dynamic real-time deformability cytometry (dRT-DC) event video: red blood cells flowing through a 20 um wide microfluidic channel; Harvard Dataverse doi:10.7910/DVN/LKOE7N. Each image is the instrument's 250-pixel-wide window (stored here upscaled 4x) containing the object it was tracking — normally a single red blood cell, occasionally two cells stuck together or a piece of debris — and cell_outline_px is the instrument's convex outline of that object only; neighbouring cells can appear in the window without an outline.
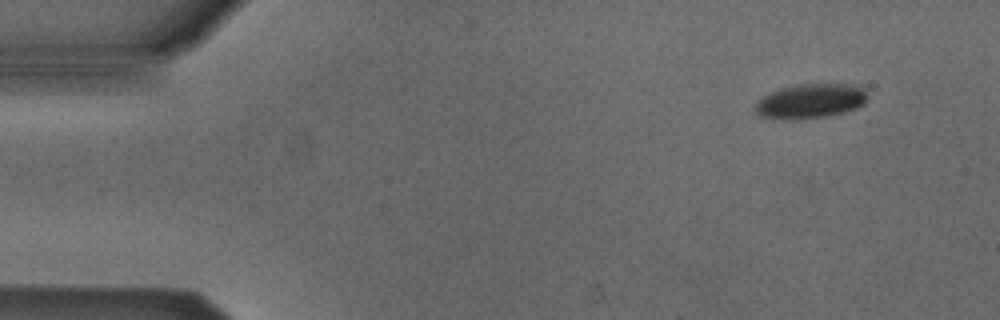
{"species": "Egyptian fruit bat (a non-hibernating species)", "species_latin": "Rousettus aegyptiacus", "temperature_condition": "cold", "stored_images_in_passage": 49, "camera_frame_rate_fps": 3000, "um_per_image_px": 0.085, "animal": {"sex": "male"}, "frame": {"image": 1, "passage_image": 1, "time_ms": 0.0, "image_size_px": [1000, 320], "cell_outline_px": [[864, 104], [856, 108], [844, 112], [828, 116], [760, 116], [756, 112], [756, 104], [764, 96], [780, 88], [796, 84], [852, 84], [864, 88]], "centroid_in_image_um": [68.95, 8.53], "position_along_channel_um": 16.0, "area_um2": 21.33}}
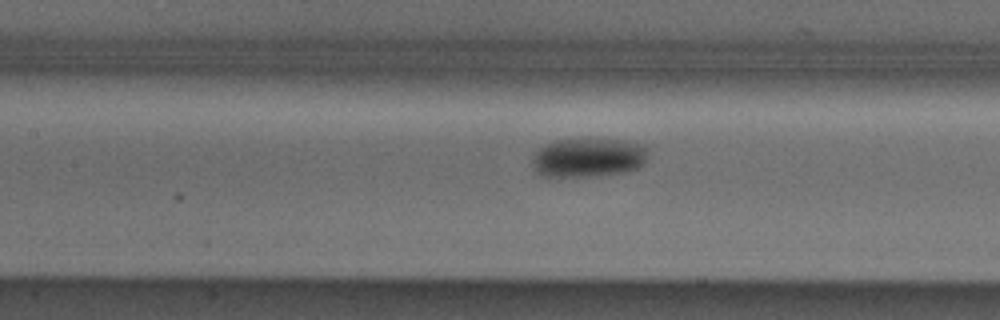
{"frame": {"image": 2, "passage_image": 20, "time_ms": 6.333, "image_size_px": [1000, 320], "cell_outline_px": [[644, 160], [636, 168], [620, 172], [588, 176], [544, 176], [536, 168], [532, 160], [536, 152], [544, 144], [556, 140], [624, 140], [644, 144]], "centroid_in_image_um": [49.97, 13.38], "position_along_channel_um": 157.4, "area_um2": 25.32}}
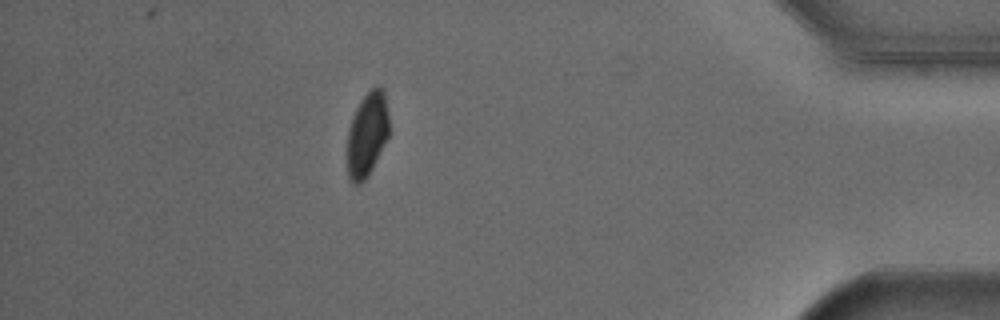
{"frame": {"image": 3, "passage_image": 43, "time_ms": 14.0, "image_size_px": [1000, 320], "cell_outline_px": [[388, 136], [368, 176], [360, 184], [352, 184], [348, 180], [348, 128], [352, 116], [360, 100], [376, 84], [380, 84], [384, 92], [388, 112]], "centroid_in_image_um": [31.2, 11.41], "position_along_channel_um": 404.0, "area_um2": 20.52}, "authors_computed_cell_mechanics": {"area_um2": 23.987, "velocity_mm_per_s": 3.8498, "shape_relaxation_time_tau1_ms": 1.6334, "shape_relaxation_time_tau2_ms": null, "deformation_change_tau1": 0.0731, "deformation_change_tau2": null}}